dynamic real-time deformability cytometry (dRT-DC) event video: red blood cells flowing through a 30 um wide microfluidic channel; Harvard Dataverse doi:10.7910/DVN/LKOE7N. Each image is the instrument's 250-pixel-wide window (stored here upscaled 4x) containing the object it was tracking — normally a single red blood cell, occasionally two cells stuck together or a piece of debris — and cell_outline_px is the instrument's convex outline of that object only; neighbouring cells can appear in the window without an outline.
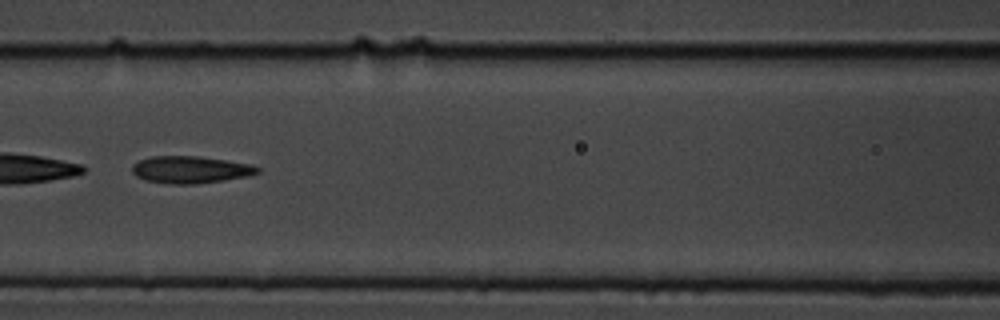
{"species": "common noctule bat (a hibernating species)", "species_latin": "Nyctalus noctula", "temperature_condition": "cold", "stored_images_in_passage": 48, "camera_frame_rate_fps": 3000, "um_per_image_px": 0.085, "animal": {"sex": "male", "body_mass_g": 19.5, "forearm_length_mm": 54.6}, "frame": {"image": 1, "passage_image": 21, "time_ms": 6.667, "image_size_px": [1000, 320], "cell_outline_px": [[260, 172], [252, 176], [196, 184], [168, 184], [144, 180], [136, 176], [132, 172], [132, 164], [140, 160], [152, 156], [196, 156], [224, 160], [248, 164], [260, 168]], "centroid_in_image_um": [16.17, 14.43], "position_along_channel_um": 150.4, "area_um2": 19.88}}
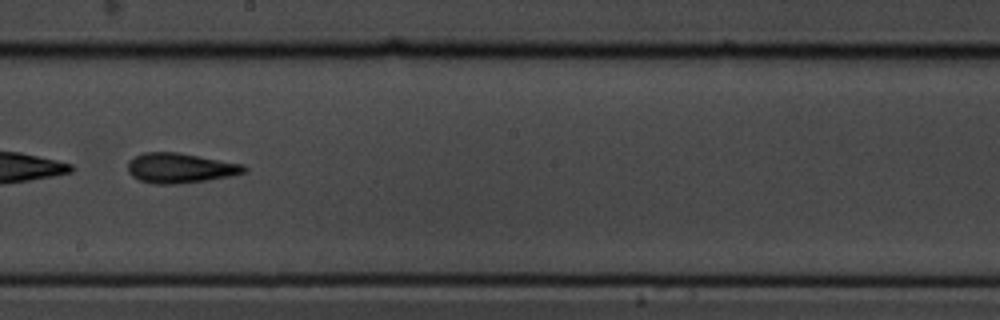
{"frame": {"image": 2, "passage_image": 28, "time_ms": 9.0, "image_size_px": [1000, 320], "cell_outline_px": [[248, 168], [244, 172], [228, 176], [204, 180], [176, 184], [152, 184], [140, 180], [132, 176], [128, 172], [128, 160], [144, 152], [180, 152], [244, 164]], "centroid_in_image_um": [15.29, 14.27], "position_along_channel_um": 232.9, "area_um2": 20.29}}
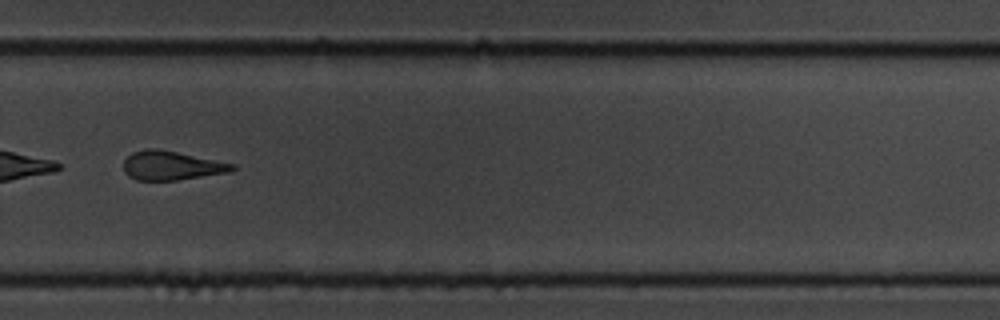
{"frame": {"image": 3, "passage_image": 35, "time_ms": 11.333, "image_size_px": [1000, 320], "cell_outline_px": [[236, 168], [228, 172], [176, 180], [136, 180], [128, 176], [124, 172], [124, 160], [132, 152], [144, 148], [156, 148], [236, 164]], "centroid_in_image_um": [14.53, 14.07], "position_along_channel_um": 315.3, "area_um2": 18.26}, "authors_computed_cell_mechanics": {"area_um2": 20.0566, "velocity_mm_per_s": 3.546, "shape_relaxation_time_tau1_ms": 4.5438, "shape_relaxation_time_tau2_ms": 4.5414, "deformation_change_tau1": 0.1407, "deformation_change_tau2": 0.1459}}